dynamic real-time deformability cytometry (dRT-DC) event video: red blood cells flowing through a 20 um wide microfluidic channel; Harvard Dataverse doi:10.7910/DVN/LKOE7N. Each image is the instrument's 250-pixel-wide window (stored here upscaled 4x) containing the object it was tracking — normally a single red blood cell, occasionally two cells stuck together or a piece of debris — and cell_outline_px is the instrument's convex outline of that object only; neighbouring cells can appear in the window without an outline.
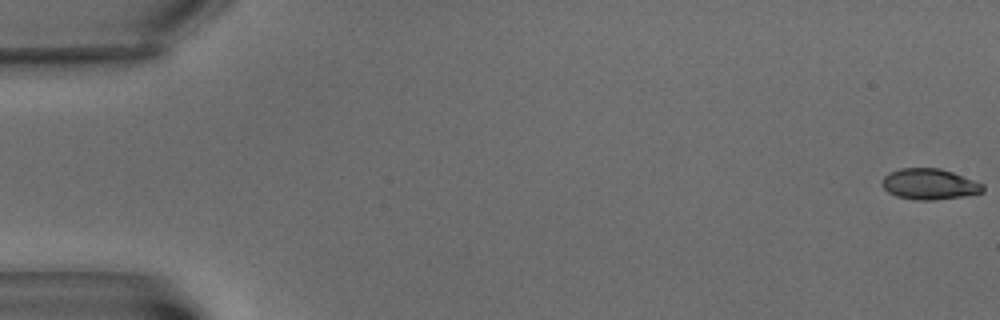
{"species": "common noctule bat (a hibernating species)", "species_latin": "Nyctalus noctula", "temperature_condition": "warm", "stored_images_in_passage": 8, "camera_frame_rate_fps": 3000, "um_per_image_px": 0.085, "animal": {"sex": "male", "body_mass_g": 15.6}, "frame": {"image": 1, "passage_image": 1, "time_ms": 0.0, "image_size_px": [1000, 320], "cell_outline_px": [[984, 192], [964, 196], [932, 200], [916, 200], [896, 196], [888, 192], [884, 188], [884, 176], [888, 172], [900, 168], [940, 168], [952, 172], [984, 184]], "centroid_in_image_um": [79.01, 15.65], "position_along_channel_um": 6.0, "area_um2": 18.03}}
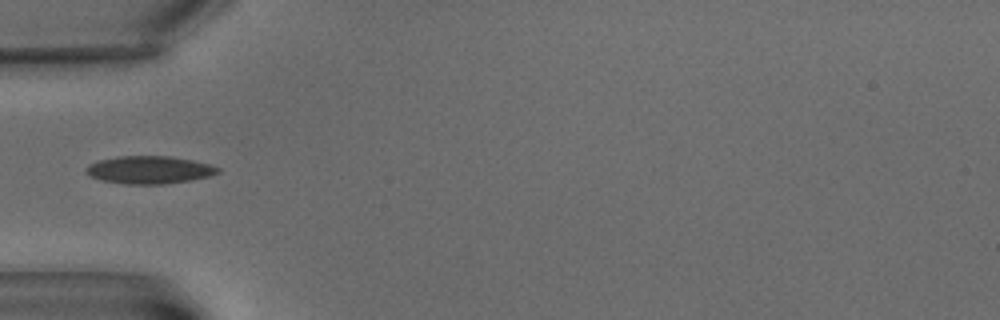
{"frame": {"image": 2, "passage_image": 5, "time_ms": 7.667, "image_size_px": [1000, 320], "cell_outline_px": [[220, 172], [208, 176], [192, 180], [164, 184], [128, 184], [100, 180], [84, 172], [84, 168], [88, 164], [100, 160], [120, 156], [168, 156], [192, 160], [208, 164], [220, 168]], "centroid_in_image_um": [12.67, 14.44], "position_along_channel_um": 72.3, "area_um2": 21.21}}
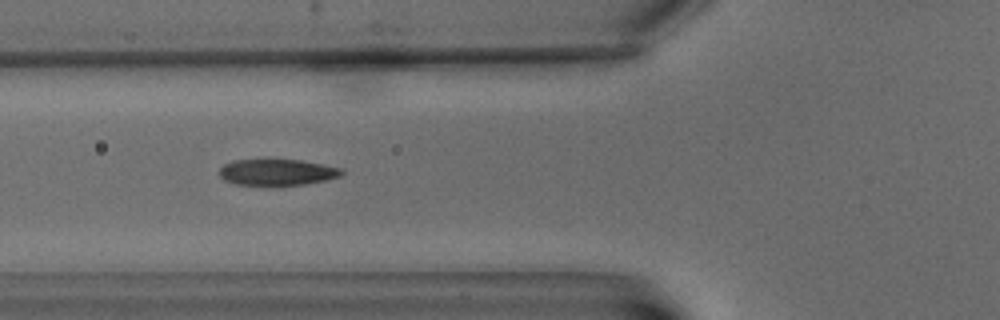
{"frame": {"image": 3, "passage_image": 6, "time_ms": 8.667, "image_size_px": [1000, 320], "cell_outline_px": [[344, 172], [340, 176], [324, 180], [304, 184], [236, 184], [224, 180], [220, 176], [220, 168], [224, 164], [232, 160], [300, 160], [324, 164], [340, 168]], "centroid_in_image_um": [23.55, 14.62], "position_along_channel_um": 102.3, "area_um2": 18.26}}